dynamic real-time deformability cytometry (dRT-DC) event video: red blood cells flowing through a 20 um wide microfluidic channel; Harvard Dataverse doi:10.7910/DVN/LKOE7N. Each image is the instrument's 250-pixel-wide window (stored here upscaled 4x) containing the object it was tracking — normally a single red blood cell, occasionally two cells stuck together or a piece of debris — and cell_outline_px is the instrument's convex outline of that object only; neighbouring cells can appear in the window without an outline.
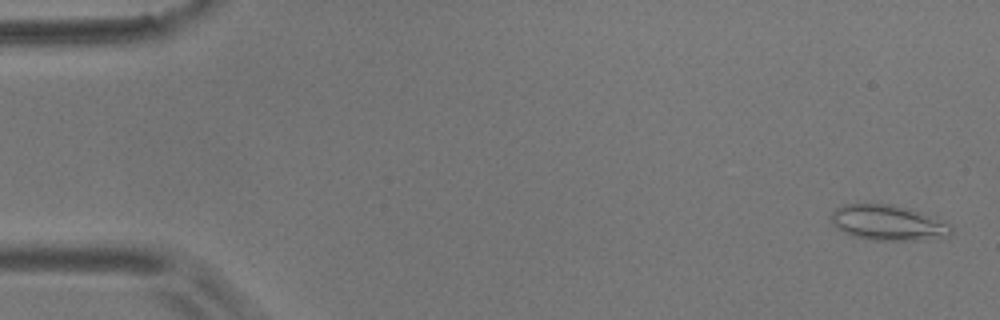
{"species": "common noctule bat (a hibernating species)", "species_latin": "Nyctalus noctula", "temperature_condition": "room temperature", "stored_images_in_passage": 4, "camera_frame_rate_fps": 3000, "um_per_image_px": 0.085, "animal": {"sex": "male", "body_mass_g": 17.9}, "frame": {"image": 1, "passage_image": 1, "time_ms": 0.0, "image_size_px": [1000, 320], "cell_outline_px": [[952, 232], [948, 236], [940, 240], [872, 240], [852, 236], [836, 228], [832, 224], [832, 212], [836, 208], [844, 204], [892, 204], [936, 216], [948, 224], [952, 228]], "centroid_in_image_um": [75.53, 18.95], "position_along_channel_um": 9.5, "area_um2": 25.09}}